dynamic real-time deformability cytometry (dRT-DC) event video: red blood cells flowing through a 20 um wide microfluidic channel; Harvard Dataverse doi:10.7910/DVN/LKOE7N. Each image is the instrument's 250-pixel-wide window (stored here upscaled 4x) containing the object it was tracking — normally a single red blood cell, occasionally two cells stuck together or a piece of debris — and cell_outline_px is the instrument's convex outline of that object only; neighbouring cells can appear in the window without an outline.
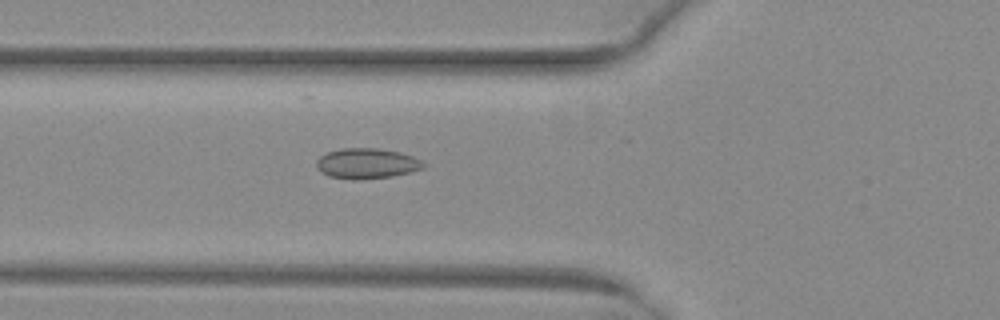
{"species": "common noctule bat (a hibernating species)", "species_latin": "Nyctalus noctula", "temperature_condition": "warm", "stored_images_in_passage": 36, "camera_frame_rate_fps": 3000, "um_per_image_px": 0.085, "animal": {"sex": "female", "body_mass_g": 29.2, "forearm_length_mm": 56.3}, "frame": {"image": 1, "passage_image": 4, "time_ms": 1.0, "image_size_px": [1000, 320], "cell_outline_px": [[428, 164], [424, 168], [392, 176], [356, 180], [352, 180], [328, 176], [320, 172], [316, 168], [316, 160], [320, 156], [328, 152], [340, 148], [380, 148], [400, 152], [412, 156]], "centroid_in_image_um": [31.15, 13.89], "position_along_channel_um": 94.6, "area_um2": 19.13}}
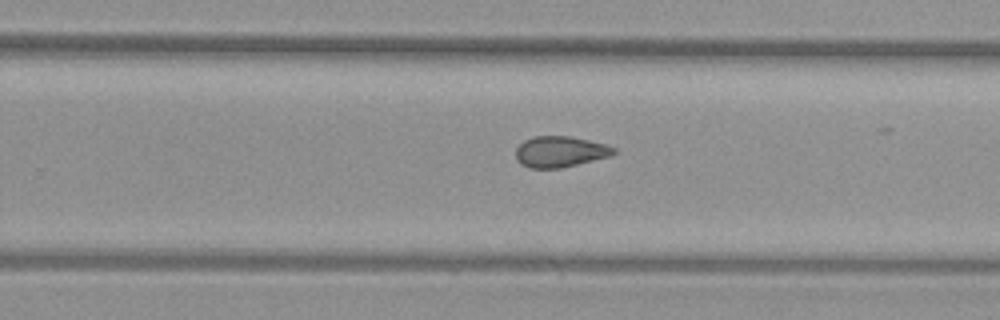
{"frame": {"image": 2, "passage_image": 18, "time_ms": 5.667, "image_size_px": [1000, 320], "cell_outline_px": [[616, 152], [608, 156], [560, 168], [528, 168], [520, 164], [516, 160], [516, 148], [524, 140], [532, 136], [568, 136], [588, 140], [604, 144], [616, 148]], "centroid_in_image_um": [47.55, 12.89], "position_along_channel_um": 282.3, "area_um2": 17.51}}
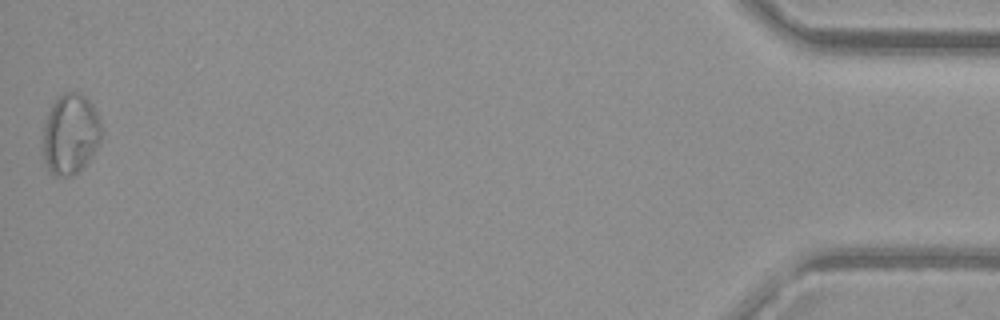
{"frame": {"image": 3, "passage_image": 36, "time_ms": 11.667, "image_size_px": [1000, 320], "cell_outline_px": [[104, 132], [96, 148], [88, 160], [76, 172], [68, 176], [52, 176], [44, 160], [40, 140], [44, 124], [48, 112], [56, 96], [64, 92], [80, 92], [92, 104], [100, 120]], "centroid_in_image_um": [5.95, 11.37], "position_along_channel_um": 429.3, "area_um2": 27.92}, "authors_computed_cell_mechanics": {"area_um2": 18.3226, "velocity_mm_per_s": 4.0127, "shape_relaxation_time_tau1_ms": null, "shape_relaxation_time_tau2_ms": 2.1421, "deformation_change_tau1": null, "deformation_change_tau2": 0.0813}}